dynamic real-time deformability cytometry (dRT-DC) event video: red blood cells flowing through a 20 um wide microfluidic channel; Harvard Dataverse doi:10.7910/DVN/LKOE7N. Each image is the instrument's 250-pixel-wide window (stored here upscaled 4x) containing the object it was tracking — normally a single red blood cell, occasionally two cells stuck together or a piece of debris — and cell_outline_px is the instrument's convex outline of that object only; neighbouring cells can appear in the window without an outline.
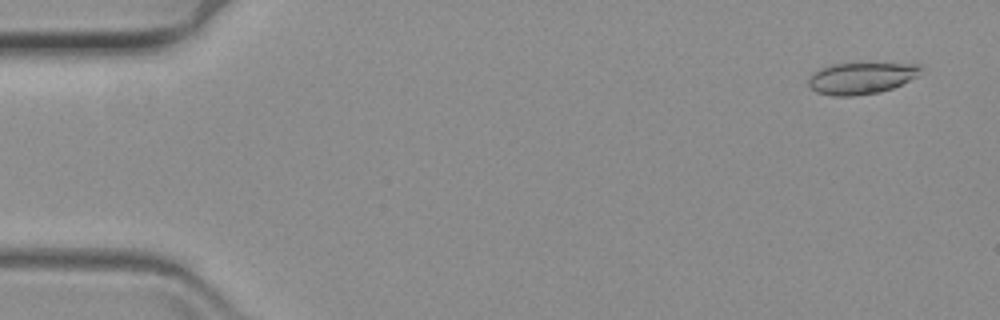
{"species": "common noctule bat (a hibernating species)", "species_latin": "Nyctalus noctula", "temperature_condition": "warm", "stored_images_in_passage": 20, "camera_frame_rate_fps": 3000, "um_per_image_px": 0.085, "animal": {"sex": "female", "body_mass_g": 19.3, "forearm_length_mm": 54.1}, "frame": {"image": 1, "passage_image": 4, "time_ms": 1.0, "image_size_px": [1000, 320], "cell_outline_px": [[920, 68], [916, 76], [892, 88], [880, 92], [852, 96], [832, 96], [816, 92], [808, 84], [808, 80], [820, 68], [832, 64], [920, 64]], "centroid_in_image_um": [73.15, 6.66], "position_along_channel_um": 11.8, "area_um2": 20.11}}
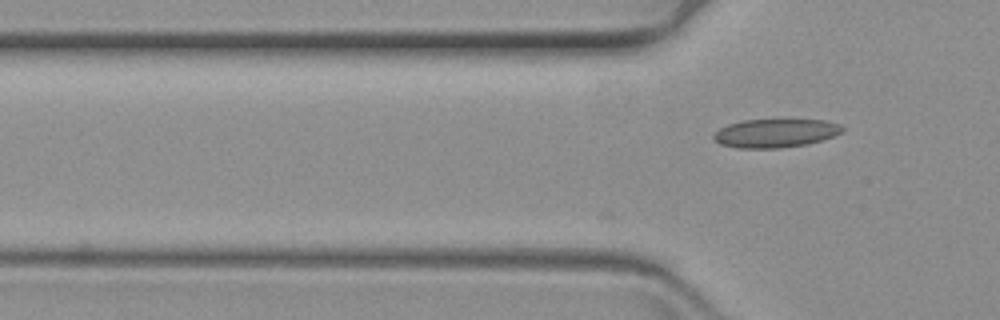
{"frame": {"image": 2, "passage_image": 20, "time_ms": 6.333, "image_size_px": [1000, 320], "cell_outline_px": [[844, 128], [840, 132], [832, 136], [808, 144], [780, 148], [736, 148], [720, 144], [712, 140], [712, 136], [720, 128], [728, 124], [744, 120], [824, 120], [840, 124]], "centroid_in_image_um": [65.86, 11.32], "position_along_channel_um": 59.9, "area_um2": 21.33}}